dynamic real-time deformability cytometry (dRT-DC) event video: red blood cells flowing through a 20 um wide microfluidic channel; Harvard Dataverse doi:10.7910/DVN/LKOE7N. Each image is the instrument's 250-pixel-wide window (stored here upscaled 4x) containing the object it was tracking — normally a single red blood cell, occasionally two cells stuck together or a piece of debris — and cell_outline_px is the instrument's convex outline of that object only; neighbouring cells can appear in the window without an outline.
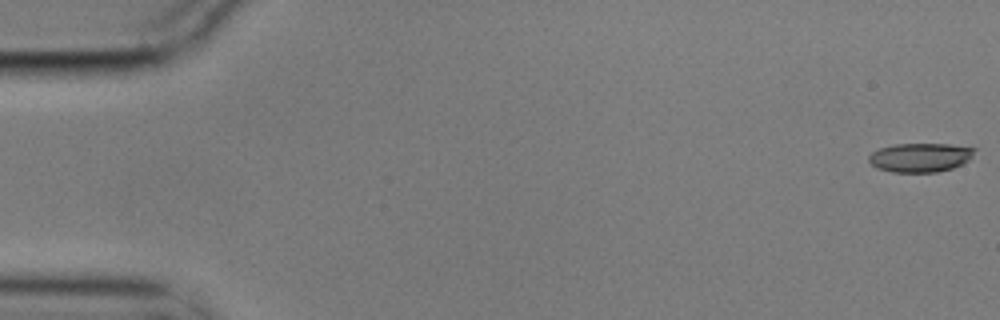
{"species": "common noctule bat (a hibernating species)", "species_latin": "Nyctalus noctula", "temperature_condition": "cold", "stored_images_in_passage": 5, "camera_frame_rate_fps": 3000, "um_per_image_px": 0.085, "animal": {"sex": "male", "body_mass_g": 17.9}, "frame": {"image": 1, "passage_image": 1, "time_ms": 0.0, "image_size_px": [1000, 320], "cell_outline_px": [[976, 148], [972, 156], [968, 160], [952, 168], [936, 172], [892, 172], [876, 168], [868, 160], [868, 156], [872, 152], [880, 148], [896, 144], [948, 144]], "centroid_in_image_um": [78.19, 13.38], "position_along_channel_um": 6.8, "area_um2": 17.74}}